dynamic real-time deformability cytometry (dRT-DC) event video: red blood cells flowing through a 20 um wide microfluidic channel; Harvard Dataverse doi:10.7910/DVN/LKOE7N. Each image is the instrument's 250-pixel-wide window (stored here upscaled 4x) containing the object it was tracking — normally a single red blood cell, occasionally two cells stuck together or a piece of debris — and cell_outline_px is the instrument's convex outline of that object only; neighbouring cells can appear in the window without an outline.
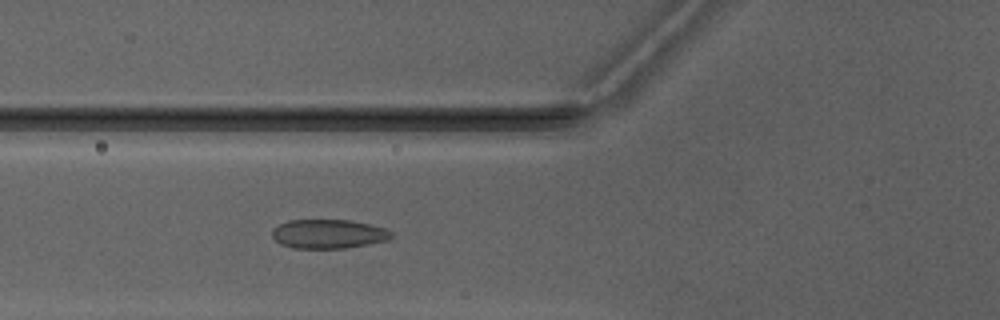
{"species": "Egyptian fruit bat (a non-hibernating species)", "species_latin": "Rousettus aegyptiacus", "temperature_condition": "warm", "stored_images_in_passage": 5, "camera_frame_rate_fps": 3000, "um_per_image_px": 0.085, "animal": {"sex": "male"}, "frame": {"image": 1, "passage_image": 5, "time_ms": 4.667, "image_size_px": [1000, 320], "cell_outline_px": [[392, 236], [388, 240], [368, 244], [344, 248], [292, 248], [280, 244], [272, 236], [272, 228], [288, 220], [352, 220], [384, 228], [392, 232]], "centroid_in_image_um": [27.89, 19.88], "position_along_channel_um": 97.9, "area_um2": 20.17}}